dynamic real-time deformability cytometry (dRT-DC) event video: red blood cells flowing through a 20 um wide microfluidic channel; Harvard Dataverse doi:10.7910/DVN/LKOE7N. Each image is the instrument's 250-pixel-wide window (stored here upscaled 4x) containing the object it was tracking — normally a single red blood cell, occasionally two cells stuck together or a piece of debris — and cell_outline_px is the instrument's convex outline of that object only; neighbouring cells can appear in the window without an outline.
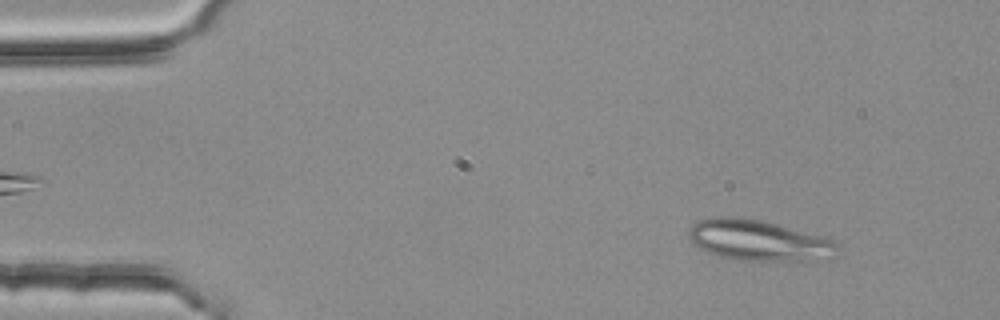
{"species": "common noctule bat (a hibernating species)", "species_latin": "Nyctalus noctula", "temperature_condition": "room temperature", "stored_images_in_passage": 3, "camera_frame_rate_fps": 3000, "um_per_image_px": 0.085, "animal": {"sex": "female", "body_mass_g": 25.1}, "frame": {"image": 1, "passage_image": 1, "time_ms": 0.0, "image_size_px": [1000, 320], "cell_outline_px": [[840, 248], [836, 256], [808, 260], [736, 260], [720, 256], [708, 252], [692, 244], [688, 236], [688, 232], [692, 224], [700, 220], [712, 216], [736, 216], [760, 220], [824, 236], [832, 240]], "centroid_in_image_um": [64.45, 20.42], "position_along_channel_um": 20.5, "area_um2": 35.32}}